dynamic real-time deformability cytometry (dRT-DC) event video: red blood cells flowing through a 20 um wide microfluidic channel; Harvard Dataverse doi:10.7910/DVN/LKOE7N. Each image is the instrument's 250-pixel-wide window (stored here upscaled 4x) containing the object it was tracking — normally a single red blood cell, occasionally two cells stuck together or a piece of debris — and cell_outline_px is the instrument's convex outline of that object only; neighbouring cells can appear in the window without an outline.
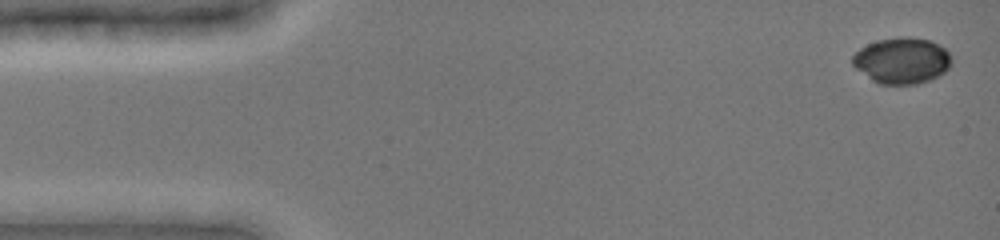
{"species": "common noctule bat (a hibernating species)", "species_latin": "Nyctalus noctula", "temperature_condition": "cold", "stored_images_in_passage": 34, "camera_frame_rate_fps": 3000, "um_per_image_px": 0.085, "animal": {"sex": "female", "body_mass_g": 19.0, "forearm_length_mm": 51.5}, "frame": {"image": 1, "passage_image": 1, "time_ms": 0.0, "image_size_px": [1000, 240], "cell_outline_px": [[952, 64], [944, 72], [932, 80], [916, 84], [880, 84], [872, 80], [856, 68], [852, 64], [852, 56], [860, 48], [876, 40], [900, 36], [908, 36], [932, 40], [944, 48], [952, 56]], "centroid_in_image_um": [76.69, 5.14], "position_along_channel_um": 8.3, "area_um2": 26.88}}
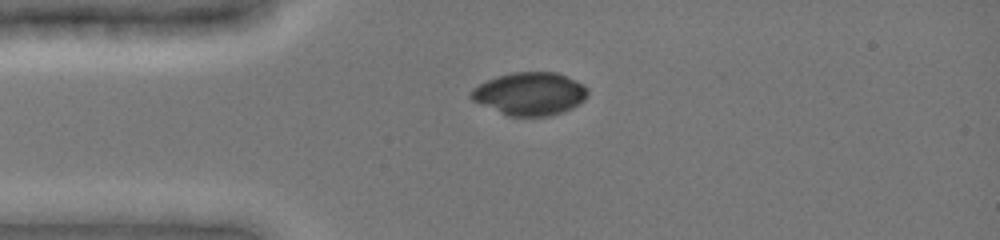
{"frame": {"image": 2, "passage_image": 12, "time_ms": 3.333, "image_size_px": [1000, 240], "cell_outline_px": [[588, 96], [580, 104], [564, 112], [552, 116], [508, 116], [472, 100], [468, 96], [472, 88], [496, 76], [512, 72], [556, 72], [584, 84], [588, 88]], "centroid_in_image_um": [45.06, 7.97], "position_along_channel_um": 39.9, "area_um2": 29.36}}
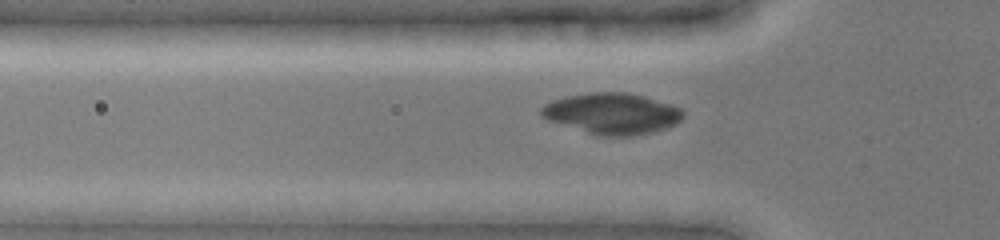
{"frame": {"image": 3, "passage_image": 19, "time_ms": 4.667, "image_size_px": [1000, 240], "cell_outline_px": [[684, 116], [676, 124], [668, 128], [652, 132], [632, 136], [596, 136], [548, 120], [540, 116], [540, 108], [544, 104], [552, 100], [568, 96], [592, 92], [628, 92], [644, 96], [672, 104], [680, 108], [684, 112]], "centroid_in_image_um": [52.03, 9.66], "position_along_channel_um": 73.8, "area_um2": 34.28}}